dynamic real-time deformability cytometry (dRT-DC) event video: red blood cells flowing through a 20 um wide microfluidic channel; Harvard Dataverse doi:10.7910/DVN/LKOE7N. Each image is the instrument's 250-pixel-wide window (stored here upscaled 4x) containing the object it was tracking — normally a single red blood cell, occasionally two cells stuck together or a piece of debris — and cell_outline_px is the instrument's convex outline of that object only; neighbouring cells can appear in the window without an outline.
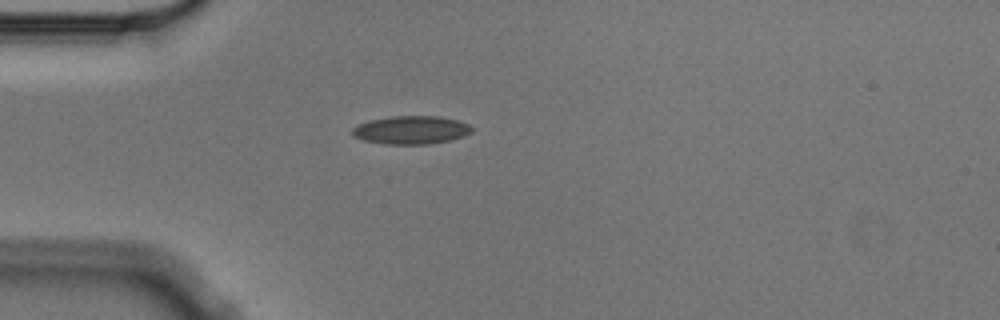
{"species": "Egyptian fruit bat (a non-hibernating species)", "species_latin": "Rousettus aegyptiacus", "temperature_condition": "cold", "stored_images_in_passage": 2, "camera_frame_rate_fps": 3000, "um_per_image_px": 0.085, "animal": {"sex": "male"}, "frame": {"image": 1, "passage_image": 1, "time_ms": 0.0, "image_size_px": [1000, 320], "cell_outline_px": [[472, 132], [464, 136], [452, 140], [428, 144], [384, 144], [364, 140], [352, 136], [352, 128], [356, 124], [368, 120], [392, 116], [440, 116], [456, 120], [468, 124], [472, 128]], "centroid_in_image_um": [34.92, 11.05], "position_along_channel_um": 50.1, "area_um2": 19.83}}